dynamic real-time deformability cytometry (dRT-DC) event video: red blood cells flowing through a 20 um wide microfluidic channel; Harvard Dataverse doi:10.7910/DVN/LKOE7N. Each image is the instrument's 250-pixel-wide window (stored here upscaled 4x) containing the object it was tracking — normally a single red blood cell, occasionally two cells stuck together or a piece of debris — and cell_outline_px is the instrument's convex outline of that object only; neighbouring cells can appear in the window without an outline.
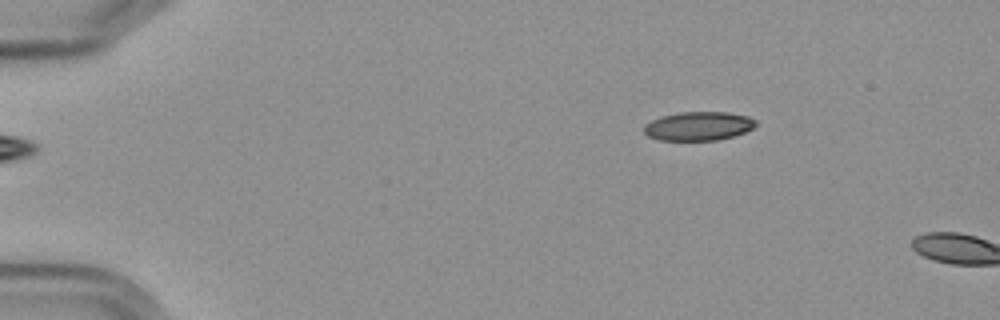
{"species": "Egyptian fruit bat (a non-hibernating species)", "species_latin": "Rousettus aegyptiacus", "temperature_condition": "cold", "stored_images_in_passage": 4, "camera_frame_rate_fps": 3000, "um_per_image_px": 0.085, "frame": {"image": 1, "passage_image": 4, "time_ms": 3.333, "image_size_px": [1000, 320], "cell_outline_px": [[756, 124], [752, 128], [744, 132], [732, 136], [716, 140], [660, 140], [648, 136], [644, 132], [644, 124], [660, 116], [680, 112], [728, 112], [748, 116], [756, 120]], "centroid_in_image_um": [59.35, 10.71], "position_along_channel_um": 25.7, "area_um2": 18.73}}